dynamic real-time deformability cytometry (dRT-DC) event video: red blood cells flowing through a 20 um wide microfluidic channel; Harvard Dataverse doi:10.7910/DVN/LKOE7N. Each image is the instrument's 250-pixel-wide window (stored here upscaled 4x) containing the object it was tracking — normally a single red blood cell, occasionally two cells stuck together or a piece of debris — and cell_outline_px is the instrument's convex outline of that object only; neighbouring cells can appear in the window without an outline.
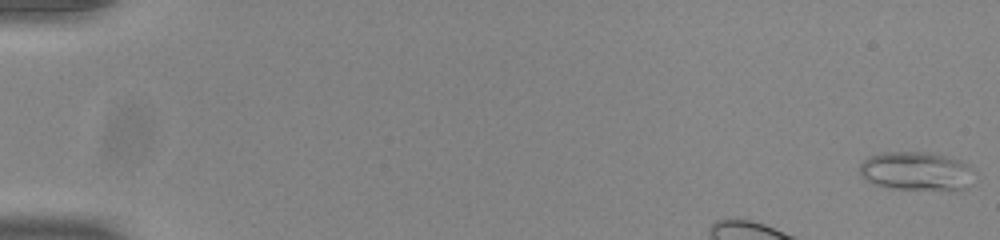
{"species": "common noctule bat (a hibernating species)", "species_latin": "Nyctalus noctula", "temperature_condition": "room temperature", "stored_images_in_passage": 16, "camera_frame_rate_fps": 3000, "um_per_image_px": 0.085, "animal": {"sex": "male", "body_mass_g": 20.0, "forearm_length_mm": 53.3}, "frame": {"image": 1, "passage_image": 1, "time_ms": 0.0, "image_size_px": [1000, 240], "cell_outline_px": [[972, 184], [968, 188], [960, 192], [952, 192], [888, 188], [876, 184], [868, 180], [860, 172], [860, 164], [868, 156], [884, 152], [924, 152], [944, 156], [960, 160], [968, 168]], "centroid_in_image_um": [77.91, 14.6], "position_along_channel_um": 7.1, "area_um2": 26.07}}
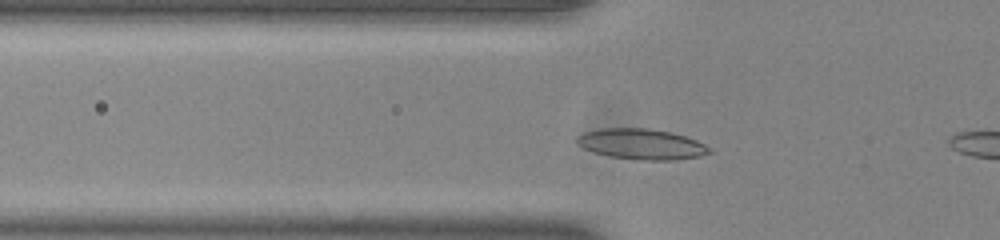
{"frame": {"image": 2, "passage_image": 14, "time_ms": 4.333, "image_size_px": [1000, 240], "cell_outline_px": [[712, 152], [700, 156], [672, 160], [640, 160], [608, 156], [584, 148], [576, 144], [576, 136], [584, 132], [600, 128], [648, 128], [672, 132], [696, 140], [712, 148]], "centroid_in_image_um": [54.52, 12.24], "position_along_channel_um": 71.3, "area_um2": 23.7}}